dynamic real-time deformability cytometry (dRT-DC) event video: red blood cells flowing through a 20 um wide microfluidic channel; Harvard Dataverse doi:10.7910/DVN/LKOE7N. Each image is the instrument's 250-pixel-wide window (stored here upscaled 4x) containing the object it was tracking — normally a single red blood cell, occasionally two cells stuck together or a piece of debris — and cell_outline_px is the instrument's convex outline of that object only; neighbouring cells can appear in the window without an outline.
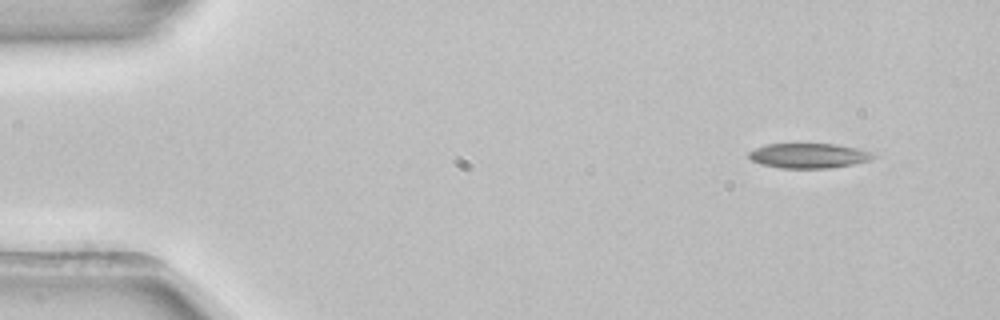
{"species": "common noctule bat (a hibernating species)", "species_latin": "Nyctalus noctula", "temperature_condition": "room temperature", "stored_images_in_passage": 49, "camera_frame_rate_fps": 3000, "um_per_image_px": 0.085, "animal": {"sex": "female", "body_mass_g": 22.7, "forearm_length_mm": 54.2}, "frame": {"image": 1, "passage_image": 1, "time_ms": 0.0, "image_size_px": [1000, 320], "cell_outline_px": [[876, 156], [872, 160], [852, 164], [828, 168], [780, 168], [760, 164], [752, 160], [748, 156], [748, 152], [756, 148], [768, 144], [836, 144], [856, 148], [872, 152]], "centroid_in_image_um": [68.74, 13.23], "position_along_channel_um": 16.3, "area_um2": 17.98}}
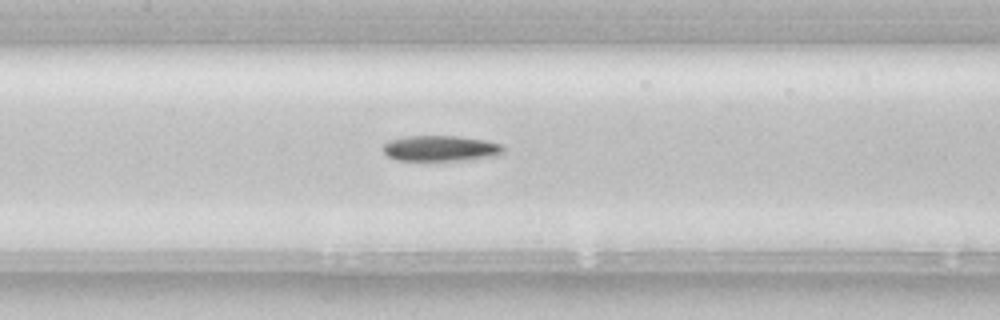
{"frame": {"image": 2, "passage_image": 21, "time_ms": 6.667, "image_size_px": [1000, 320], "cell_outline_px": [[504, 152], [496, 156], [456, 160], [396, 160], [388, 156], [380, 148], [384, 144], [392, 140], [404, 136], [456, 136], [484, 140], [504, 144]], "centroid_in_image_um": [37.45, 12.6], "position_along_channel_um": 170.0, "area_um2": 17.92}}
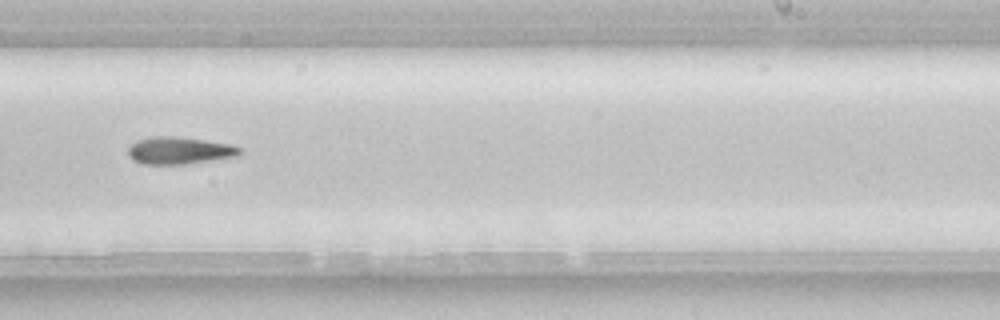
{"frame": {"image": 3, "passage_image": 29, "time_ms": 9.333, "image_size_px": [1000, 320], "cell_outline_px": [[244, 152], [236, 156], [184, 164], [144, 164], [132, 160], [128, 156], [128, 148], [136, 140], [152, 136], [176, 136], [204, 140], [228, 144], [240, 148]], "centroid_in_image_um": [15.2, 12.79], "position_along_channel_um": 273.8, "area_um2": 17.63}}